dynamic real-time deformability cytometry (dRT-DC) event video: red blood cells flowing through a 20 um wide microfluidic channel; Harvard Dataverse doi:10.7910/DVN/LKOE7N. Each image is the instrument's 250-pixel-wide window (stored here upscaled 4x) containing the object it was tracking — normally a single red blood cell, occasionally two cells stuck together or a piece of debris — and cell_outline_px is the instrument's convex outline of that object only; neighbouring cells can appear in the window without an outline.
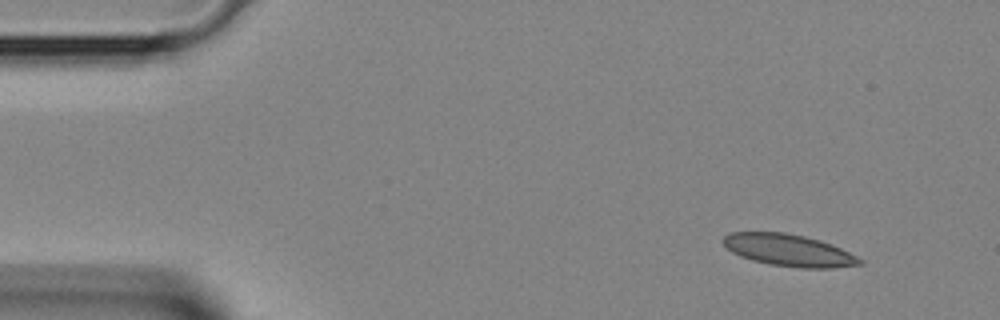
{"species": "Egyptian fruit bat (a non-hibernating species)", "species_latin": "Rousettus aegyptiacus", "temperature_condition": "room temperature", "stored_images_in_passage": 3, "camera_frame_rate_fps": 3000, "um_per_image_px": 0.085, "animal": {"sex": "female"}, "frame": {"image": 1, "passage_image": 1, "time_ms": 0.0, "image_size_px": [1000, 320], "cell_outline_px": [[864, 264], [832, 268], [800, 268], [768, 264], [752, 260], [740, 256], [732, 252], [720, 240], [728, 232], [784, 232], [804, 236], [820, 240], [832, 244], [864, 260]], "centroid_in_image_um": [67.04, 21.27], "position_along_channel_um": 18.0, "area_um2": 25.55}}
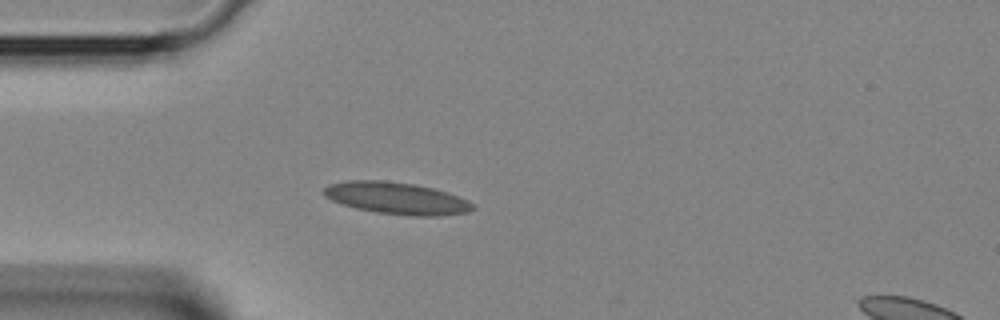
{"frame": {"image": 2, "passage_image": 3, "time_ms": 0.667, "image_size_px": [1000, 320], "cell_outline_px": [[476, 208], [468, 212], [440, 216], [412, 216], [376, 212], [356, 208], [332, 200], [324, 196], [320, 192], [328, 184], [344, 180], [384, 180], [416, 184], [432, 188], [468, 200]], "centroid_in_image_um": [33.66, 16.84], "position_along_channel_um": 51.3, "area_um2": 27.8}}